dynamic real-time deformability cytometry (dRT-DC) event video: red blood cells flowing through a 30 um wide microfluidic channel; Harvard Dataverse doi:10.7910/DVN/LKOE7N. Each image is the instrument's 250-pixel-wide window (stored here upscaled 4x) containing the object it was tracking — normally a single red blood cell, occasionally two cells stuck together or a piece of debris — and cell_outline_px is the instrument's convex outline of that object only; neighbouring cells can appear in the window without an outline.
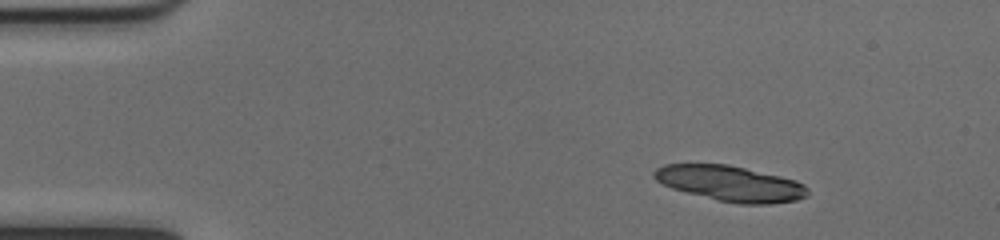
{"species": "common noctule bat (a hibernating species)", "species_latin": "Nyctalus noctula", "temperature_condition": "cold", "stored_images_in_passage": 46, "segment_of_instrument_passage": [1, 2], "camera_frame_rate_fps": 3000, "um_per_image_px": 0.085, "animal": {"sex": "female", "body_mass_g": 17.0, "forearm_length_mm": 48.0}, "frame": {"image": 1, "passage_image": 1, "time_ms": 0.0, "image_size_px": [1000, 240], "cell_outline_px": [[808, 196], [796, 200], [768, 204], [740, 204], [716, 200], [672, 188], [656, 180], [652, 176], [652, 172], [656, 168], [664, 164], [728, 164], [780, 176], [796, 180], [804, 184], [808, 188]], "centroid_in_image_um": [62.08, 15.59], "position_along_channel_um": 22.9, "area_um2": 31.73}}